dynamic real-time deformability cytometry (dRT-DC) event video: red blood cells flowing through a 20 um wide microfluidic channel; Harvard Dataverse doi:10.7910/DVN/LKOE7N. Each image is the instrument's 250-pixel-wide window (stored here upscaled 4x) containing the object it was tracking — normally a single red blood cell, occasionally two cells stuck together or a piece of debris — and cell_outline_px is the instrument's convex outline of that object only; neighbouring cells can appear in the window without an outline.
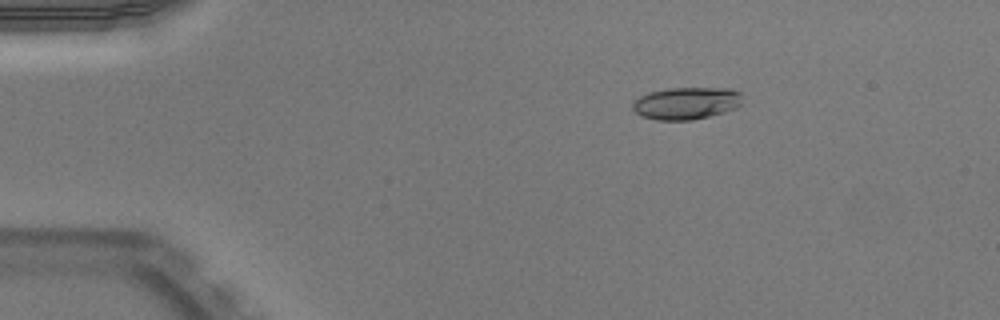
{"species": "Egyptian fruit bat (a non-hibernating species)", "species_latin": "Rousettus aegyptiacus", "temperature_condition": "warm", "stored_images_in_passage": 52, "camera_frame_rate_fps": 3000, "um_per_image_px": 0.085, "animal": {"sex": "male"}, "frame": {"image": 1, "passage_image": 9, "time_ms": 2.667, "image_size_px": [1000, 320], "cell_outline_px": [[740, 104], [736, 108], [724, 112], [692, 120], [656, 120], [640, 116], [632, 108], [632, 100], [648, 92], [668, 88], [732, 88], [740, 92]], "centroid_in_image_um": [58.29, 8.77], "position_along_channel_um": 26.7, "area_um2": 20.75}}
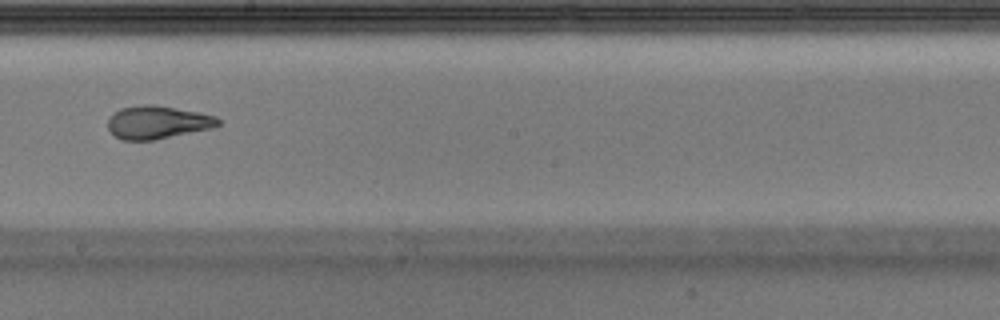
{"frame": {"image": 2, "passage_image": 30, "time_ms": 9.667, "image_size_px": [1000, 320], "cell_outline_px": [[220, 124], [212, 128], [156, 140], [124, 140], [116, 136], [108, 128], [108, 116], [120, 108], [140, 104], [148, 104], [200, 112], [216, 116], [220, 120]], "centroid_in_image_um": [13.38, 10.39], "position_along_channel_um": 234.8, "area_um2": 21.27}}
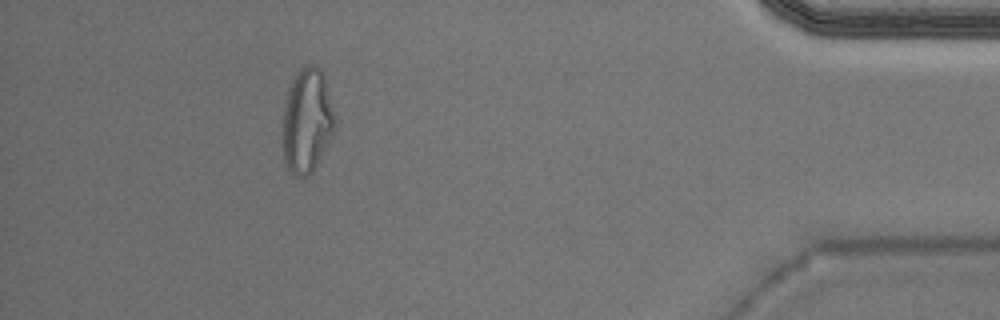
{"frame": {"image": 3, "passage_image": 47, "time_ms": 15.333, "image_size_px": [1000, 320], "cell_outline_px": [[336, 124], [332, 136], [312, 172], [308, 176], [296, 176], [288, 168], [284, 160], [284, 108], [288, 88], [296, 72], [304, 64], [312, 64], [320, 68], [324, 76], [336, 116]], "centroid_in_image_um": [26.12, 10.22], "position_along_channel_um": 409.1, "area_um2": 31.67}}